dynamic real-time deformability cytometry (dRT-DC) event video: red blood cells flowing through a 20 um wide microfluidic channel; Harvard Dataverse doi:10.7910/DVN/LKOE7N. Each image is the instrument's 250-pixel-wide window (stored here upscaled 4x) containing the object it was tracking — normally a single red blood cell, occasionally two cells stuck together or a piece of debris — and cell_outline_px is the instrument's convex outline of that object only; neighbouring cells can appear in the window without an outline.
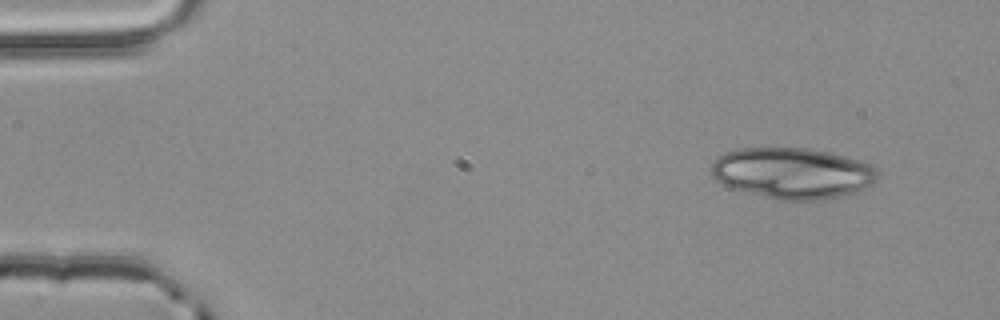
{"species": "common noctule bat (a hibernating species)", "species_latin": "Nyctalus noctula", "temperature_condition": "room temperature", "stored_images_in_passage": 3, "camera_frame_rate_fps": 3000, "um_per_image_px": 0.085, "animal": {"sex": "male", "body_mass_g": 20.4}, "frame": {"image": 1, "passage_image": 1, "time_ms": 0.0, "image_size_px": [1000, 320], "cell_outline_px": [[880, 176], [872, 184], [856, 192], [824, 200], [784, 200], [732, 188], [716, 180], [712, 176], [712, 164], [724, 152], [740, 148], [808, 148], [828, 152], [860, 160], [872, 164], [876, 168]], "centroid_in_image_um": [67.41, 14.71], "position_along_channel_um": 17.6, "area_um2": 49.25}}